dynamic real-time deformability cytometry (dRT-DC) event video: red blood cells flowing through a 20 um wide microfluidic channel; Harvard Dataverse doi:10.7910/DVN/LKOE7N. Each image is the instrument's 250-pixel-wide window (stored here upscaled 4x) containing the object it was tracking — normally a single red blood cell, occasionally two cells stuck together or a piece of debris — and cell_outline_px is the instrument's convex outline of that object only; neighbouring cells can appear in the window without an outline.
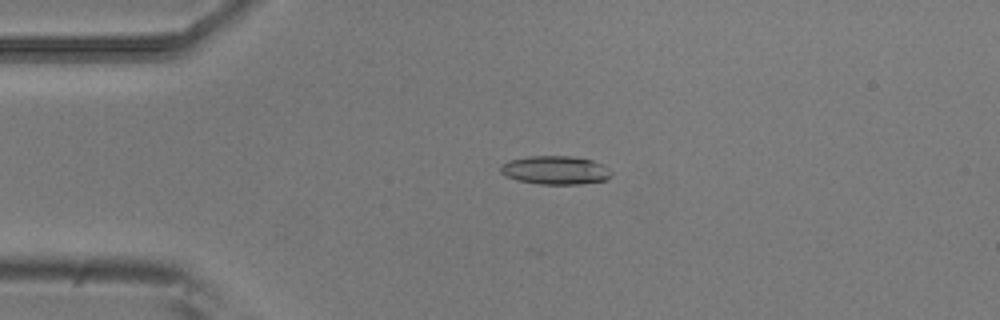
{"species": "common noctule bat (a hibernating species)", "species_latin": "Nyctalus noctula", "temperature_condition": "room temperature", "stored_images_in_passage": 4, "camera_frame_rate_fps": 3000, "um_per_image_px": 0.085, "animal": {"sex": "male", "body_mass_g": 20.5, "forearm_length_mm": 52.5}, "frame": {"image": 1, "passage_image": 3, "time_ms": 0.667, "image_size_px": [1000, 320], "cell_outline_px": [[612, 176], [604, 180], [580, 184], [540, 184], [516, 180], [504, 176], [500, 172], [500, 164], [508, 160], [528, 156], [568, 156], [592, 160], [604, 164], [612, 172]], "centroid_in_image_um": [47.17, 14.46], "position_along_channel_um": 37.8, "area_um2": 18.61}}